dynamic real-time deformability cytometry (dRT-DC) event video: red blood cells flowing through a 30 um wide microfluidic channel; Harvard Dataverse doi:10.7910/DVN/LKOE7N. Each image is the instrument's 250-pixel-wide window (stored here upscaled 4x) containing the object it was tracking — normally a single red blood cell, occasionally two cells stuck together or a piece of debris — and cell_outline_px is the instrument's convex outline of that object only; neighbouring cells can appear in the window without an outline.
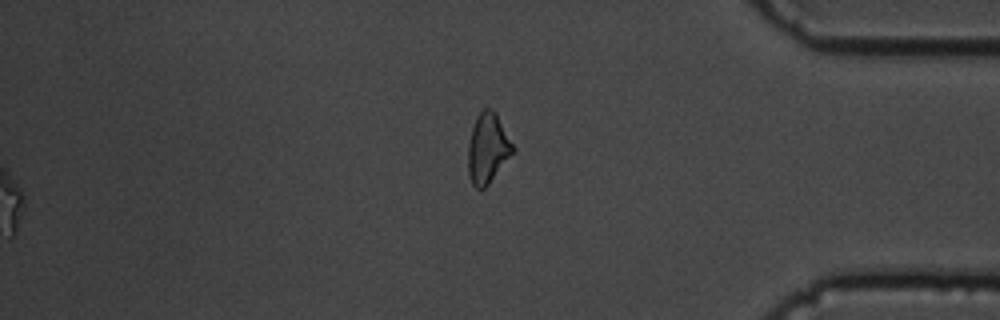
{"species": "common noctule bat (a hibernating species)", "species_latin": "Nyctalus noctula", "temperature_condition": "cold", "stored_images_in_passage": 46, "segment_of_instrument_passage": [2, 2], "camera_frame_rate_fps": 3000, "um_per_image_px": 0.085, "animal": {"sex": "male", "body_mass_g": 19.5, "forearm_length_mm": 54.6}, "frame": {"image": 1, "passage_image": 46, "time_ms": 15.0, "image_size_px": [1000, 320], "cell_outline_px": [[516, 148], [488, 184], [484, 188], [476, 188], [472, 184], [468, 176], [468, 144], [472, 128], [476, 116], [484, 108], [492, 108], [496, 112]], "centroid_in_image_um": [41.45, 12.57], "position_along_channel_um": 393.8, "area_um2": 18.26}}